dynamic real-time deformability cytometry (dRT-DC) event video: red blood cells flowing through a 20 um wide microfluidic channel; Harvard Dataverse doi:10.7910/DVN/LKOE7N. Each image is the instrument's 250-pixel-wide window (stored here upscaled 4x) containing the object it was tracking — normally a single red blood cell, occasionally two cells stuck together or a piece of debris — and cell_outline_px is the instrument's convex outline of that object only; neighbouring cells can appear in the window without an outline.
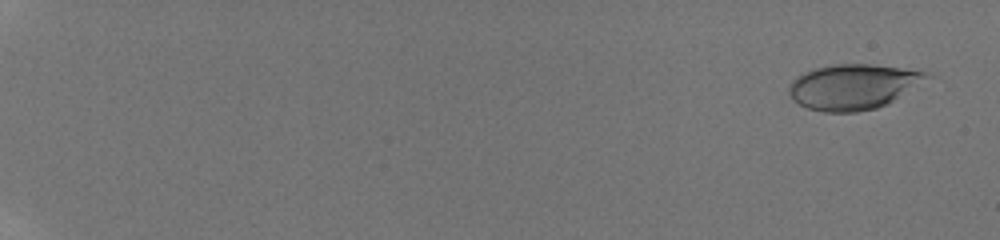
{"species": "human", "species_latin": "Homo sapiens", "temperature_condition": "room temperature", "stored_images_in_passage": 58, "camera_frame_rate_fps": 3000, "um_per_image_px": 0.085, "donor": {"sex": "male"}, "frame": {"image": 1, "passage_image": 4, "time_ms": 0.667, "image_size_px": [1000, 240], "cell_outline_px": [[936, 76], [888, 104], [876, 108], [856, 112], [824, 112], [808, 108], [792, 100], [788, 92], [788, 84], [796, 76], [812, 68], [832, 64], [872, 64], [932, 72]], "centroid_in_image_um": [72.57, 7.36], "position_along_channel_um": 12.4, "area_um2": 37.11}}
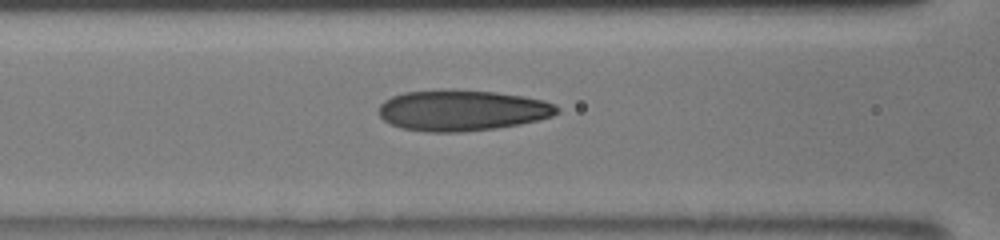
{"frame": {"image": 2, "passage_image": 33, "time_ms": 9.0, "image_size_px": [1000, 240], "cell_outline_px": [[560, 112], [552, 116], [520, 124], [496, 128], [456, 132], [428, 132], [404, 128], [392, 124], [384, 120], [380, 116], [380, 104], [384, 100], [392, 96], [404, 92], [448, 88], [452, 88], [496, 92], [524, 96], [544, 100], [556, 104], [560, 108]], "centroid_in_image_um": [39.3, 9.36], "position_along_channel_um": 127.3, "area_um2": 42.77}}
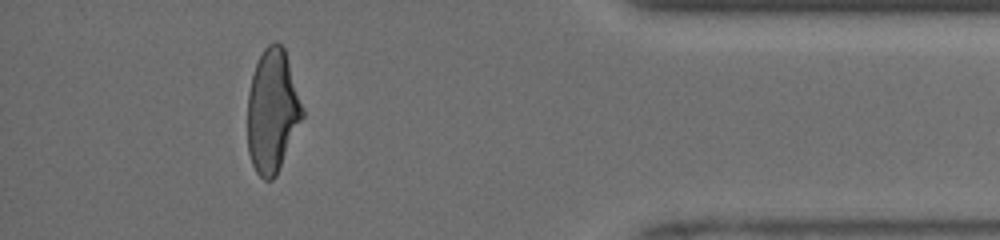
{"frame": {"image": 3, "passage_image": 56, "time_ms": 16.667, "image_size_px": [1000, 240], "cell_outline_px": [[304, 116], [276, 176], [272, 180], [264, 180], [256, 172], [252, 164], [248, 152], [248, 92], [252, 76], [256, 64], [264, 48], [268, 44], [276, 40], [284, 48], [304, 108]], "centroid_in_image_um": [23.16, 9.45], "position_along_channel_um": 412.0, "area_um2": 39.42}, "authors_computed_cell_mechanics": {"area_um2": 39.4774, "velocity_mm_per_s": 4.1005, "shape_relaxation_time_tau1_ms": 3.8745, "shape_relaxation_time_tau2_ms": 0.9387, "deformation_change_tau1": 0.185, "deformation_change_tau2": 0.0752}}